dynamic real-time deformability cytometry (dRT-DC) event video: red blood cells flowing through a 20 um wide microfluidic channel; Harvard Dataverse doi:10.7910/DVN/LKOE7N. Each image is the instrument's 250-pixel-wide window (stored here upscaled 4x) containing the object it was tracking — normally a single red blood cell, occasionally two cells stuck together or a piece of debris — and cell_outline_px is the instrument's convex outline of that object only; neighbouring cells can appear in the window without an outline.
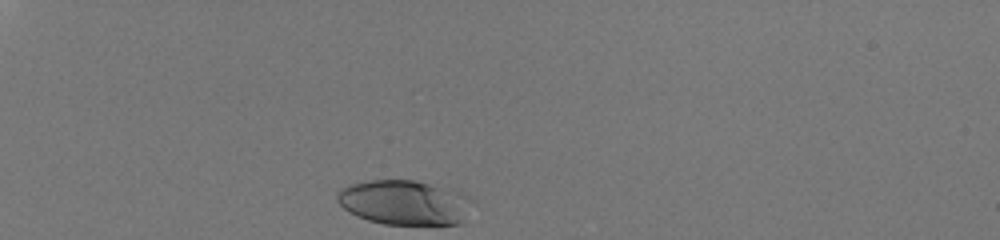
{"species": "human", "species_latin": "Homo sapiens", "temperature_condition": "room temperature", "stored_images_in_passage": 31, "camera_frame_rate_fps": 3000, "um_per_image_px": 0.085, "donor": {"sex": "male"}, "frame": {"image": 1, "passage_image": 1, "time_ms": 0.0, "image_size_px": [1000, 240], "cell_outline_px": [[460, 224], [384, 224], [368, 220], [356, 216], [348, 212], [336, 200], [336, 192], [340, 188], [352, 184], [372, 180], [416, 180], [440, 188], [448, 192], [460, 220]], "centroid_in_image_um": [33.88, 17.22], "position_along_channel_um": 51.1, "area_um2": 31.91}}
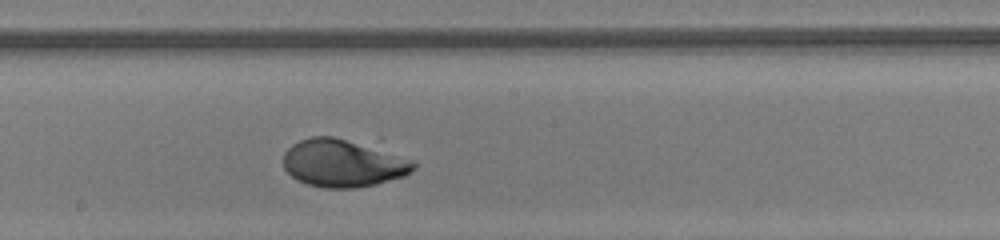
{"frame": {"image": 2, "passage_image": 18, "time_ms": 5.667, "image_size_px": [1000, 240], "cell_outline_px": [[416, 168], [412, 172], [404, 176], [376, 184], [356, 188], [324, 188], [308, 184], [296, 180], [284, 168], [284, 152], [292, 144], [300, 140], [312, 136], [332, 136], [416, 164]], "centroid_in_image_um": [29.02, 13.92], "position_along_channel_um": 219.2, "area_um2": 34.68}}
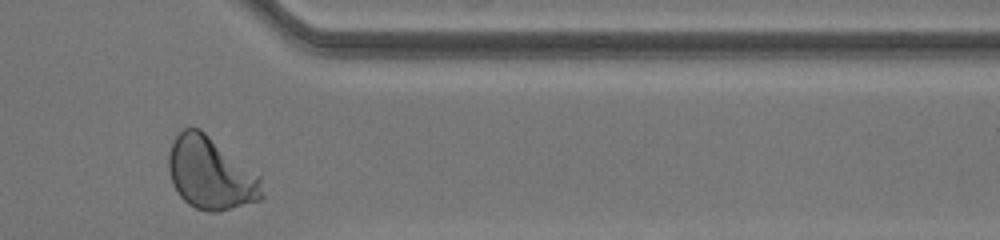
{"frame": {"image": 3, "passage_image": 31, "time_ms": 10.0, "image_size_px": [1000, 240], "cell_outline_px": [[264, 196], [260, 200], [232, 208], [216, 212], [208, 212], [196, 208], [188, 204], [180, 196], [172, 184], [168, 168], [168, 156], [172, 140], [184, 128], [200, 128], [260, 176]], "centroid_in_image_um": [17.88, 14.74], "position_along_channel_um": 393.5, "area_um2": 39.3}, "authors_computed_cell_mechanics": {"area_um2": 34.9112, "velocity_mm_per_s": 4.0589, "shape_relaxation_time_tau1_ms": 2.3659, "shape_relaxation_time_tau2_ms": null, "deformation_change_tau1": 0.1462, "deformation_change_tau2": null}}